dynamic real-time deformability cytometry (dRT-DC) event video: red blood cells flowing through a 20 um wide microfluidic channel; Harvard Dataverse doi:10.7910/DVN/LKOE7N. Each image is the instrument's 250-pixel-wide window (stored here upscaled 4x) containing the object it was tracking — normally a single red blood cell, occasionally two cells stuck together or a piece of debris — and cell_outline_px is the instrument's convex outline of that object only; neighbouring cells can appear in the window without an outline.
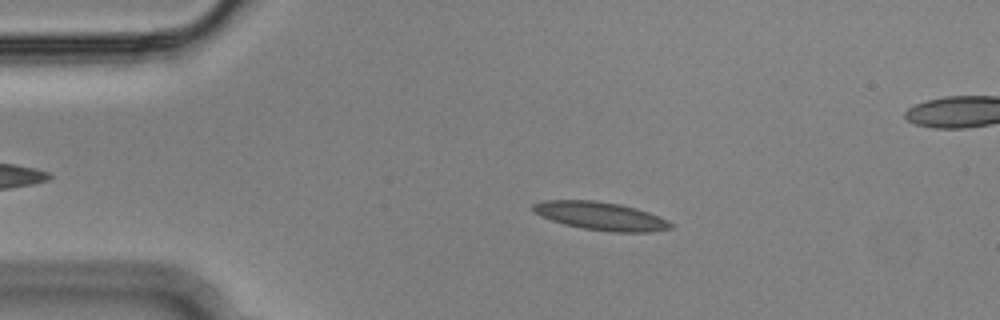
{"species": "Egyptian fruit bat (a non-hibernating species)", "species_latin": "Rousettus aegyptiacus", "temperature_condition": "cold", "stored_images_in_passage": 55, "camera_frame_rate_fps": 3000, "um_per_image_px": 0.085, "animal": {"sex": "male"}, "frame": {"image": 1, "passage_image": 10, "time_ms": 3.0, "image_size_px": [1000, 320], "cell_outline_px": [[676, 224], [672, 228], [652, 232], [612, 232], [584, 228], [564, 224], [540, 216], [532, 208], [532, 204], [544, 200], [596, 200], [620, 204], [636, 208], [648, 212], [668, 220]], "centroid_in_image_um": [51.1, 18.36], "position_along_channel_um": 33.9, "area_um2": 22.66}}
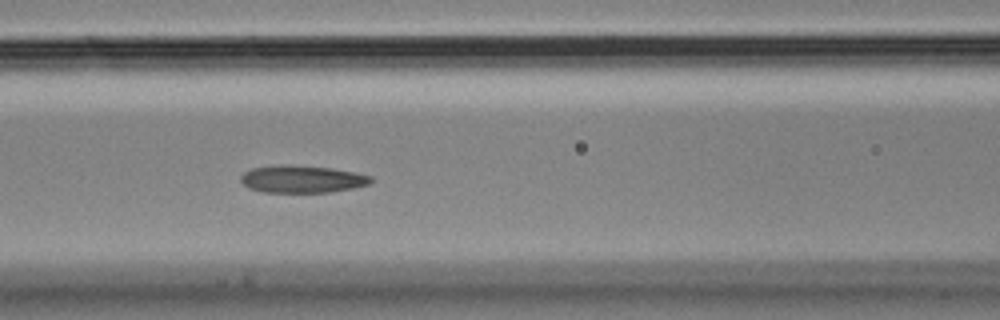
{"frame": {"image": 2, "passage_image": 22, "time_ms": 7.0, "image_size_px": [1000, 320], "cell_outline_px": [[372, 180], [368, 184], [352, 188], [328, 192], [264, 192], [248, 188], [240, 180], [240, 176], [244, 172], [252, 168], [332, 168], [356, 172], [372, 176]], "centroid_in_image_um": [25.72, 15.28], "position_along_channel_um": 140.9, "area_um2": 19.54}}
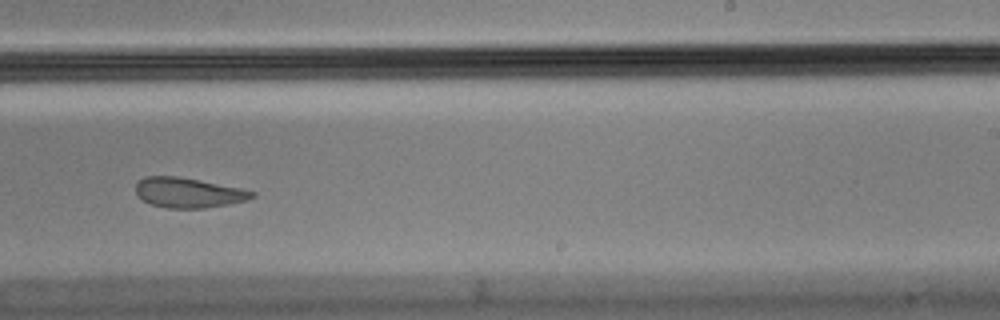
{"frame": {"image": 3, "passage_image": 33, "time_ms": 10.667, "image_size_px": [1000, 320], "cell_outline_px": [[256, 196], [244, 200], [228, 204], [204, 208], [168, 208], [152, 204], [144, 200], [136, 192], [136, 184], [144, 176], [176, 176], [200, 180], [240, 188], [256, 192]], "centroid_in_image_um": [16.01, 16.37], "position_along_channel_um": 273.0, "area_um2": 20.06}, "authors_computed_cell_mechanics": {"area_um2": 21.8484, "velocity_mm_per_s": 3.6106, "shape_relaxation_time_tau1_ms": 7.7595, "shape_relaxation_time_tau2_ms": 3.2506, "deformation_change_tau1": 0.1863, "deformation_change_tau2": 0.1108}}